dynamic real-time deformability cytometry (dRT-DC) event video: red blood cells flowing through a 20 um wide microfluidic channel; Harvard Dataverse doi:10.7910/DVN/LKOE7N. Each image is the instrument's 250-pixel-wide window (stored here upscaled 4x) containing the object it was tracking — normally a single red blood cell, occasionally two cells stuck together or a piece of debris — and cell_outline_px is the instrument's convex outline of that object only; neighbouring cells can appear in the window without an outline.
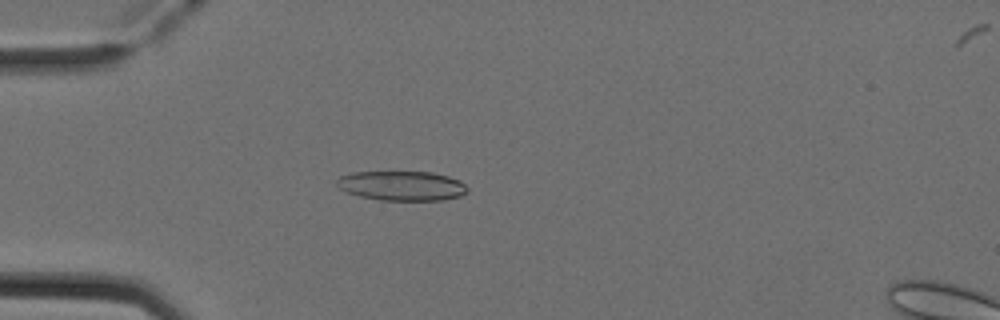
{"species": "Egyptian fruit bat (a non-hibernating species)", "species_latin": "Rousettus aegyptiacus", "temperature_condition": "cold", "stored_images_in_passage": 52, "camera_frame_rate_fps": 3000, "um_per_image_px": 0.085, "animal": {"sex": "female"}, "frame": {"image": 1, "passage_image": 15, "time_ms": 4.667, "image_size_px": [1000, 320], "cell_outline_px": [[468, 192], [460, 196], [444, 200], [380, 200], [360, 196], [344, 192], [336, 184], [336, 180], [340, 176], [352, 172], [432, 172], [448, 176], [460, 180], [468, 188]], "centroid_in_image_um": [34.16, 15.79], "position_along_channel_um": 50.8, "area_um2": 22.66}}
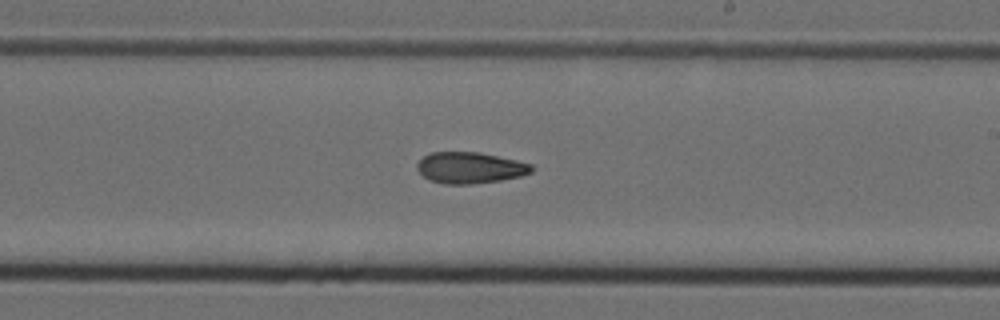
{"frame": {"image": 2, "passage_image": 31, "time_ms": 10.0, "image_size_px": [1000, 320], "cell_outline_px": [[532, 172], [520, 176], [500, 180], [472, 184], [444, 184], [428, 180], [416, 168], [416, 164], [424, 156], [432, 152], [480, 152], [516, 160], [532, 164]], "centroid_in_image_um": [39.93, 14.26], "position_along_channel_um": 249.1, "area_um2": 20.81}}
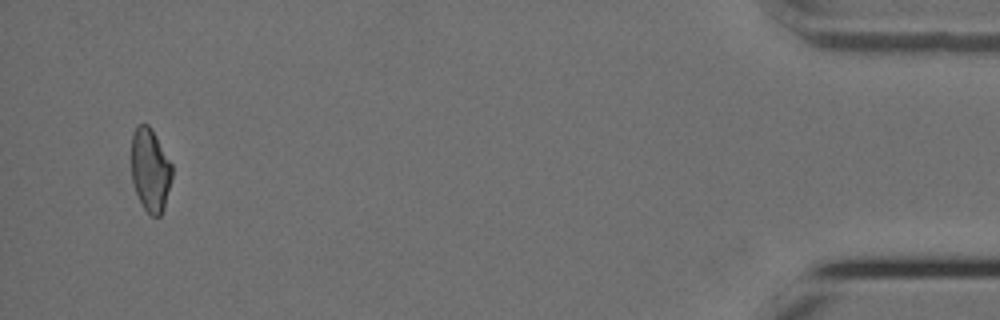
{"frame": {"image": 3, "passage_image": 50, "time_ms": 16.333, "image_size_px": [1000, 320], "cell_outline_px": [[172, 176], [164, 208], [160, 216], [152, 216], [144, 208], [136, 192], [132, 180], [132, 132], [136, 124], [148, 124], [152, 128], [172, 164]], "centroid_in_image_um": [12.77, 14.41], "position_along_channel_um": 422.4, "area_um2": 19.71}, "authors_computed_cell_mechanics": {"area_um2": 21.2415, "velocity_mm_per_s": 3.9575, "shape_relaxation_time_tau1_ms": null, "shape_relaxation_time_tau2_ms": 5.4842, "deformation_change_tau1": null, "deformation_change_tau2": 0.1315}}